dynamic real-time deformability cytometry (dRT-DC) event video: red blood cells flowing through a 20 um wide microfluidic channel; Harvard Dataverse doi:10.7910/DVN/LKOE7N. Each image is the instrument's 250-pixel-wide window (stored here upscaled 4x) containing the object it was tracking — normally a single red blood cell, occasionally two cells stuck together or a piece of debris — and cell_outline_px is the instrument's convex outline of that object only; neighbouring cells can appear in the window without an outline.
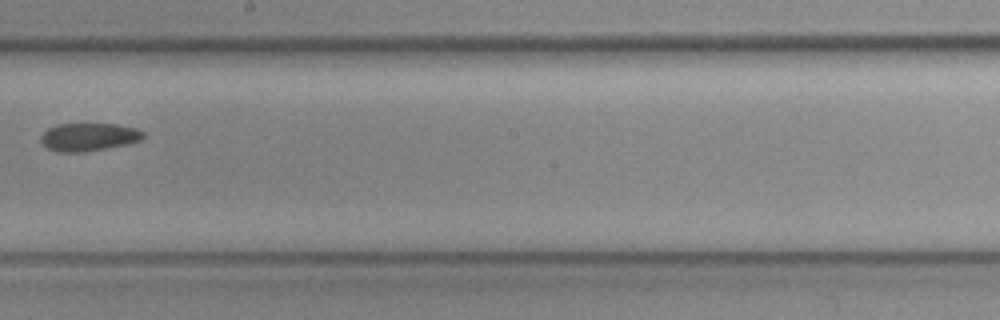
{"species": "common noctule bat (a hibernating species)", "species_latin": "Nyctalus noctula", "temperature_condition": "cold", "stored_images_in_passage": 8, "camera_frame_rate_fps": 3000, "um_per_image_px": 0.085, "animal": {"sex": "female", "body_mass_g": 19.3, "forearm_length_mm": 54.1}, "frame": {"image": 1, "passage_image": 7, "time_ms": 2.0, "image_size_px": [1000, 320], "cell_outline_px": [[144, 136], [140, 140], [128, 144], [84, 152], [56, 152], [48, 148], [40, 140], [40, 136], [48, 128], [56, 124], [116, 124], [136, 128], [144, 132]], "centroid_in_image_um": [7.53, 11.64], "position_along_channel_um": 240.7, "area_um2": 16.7}}
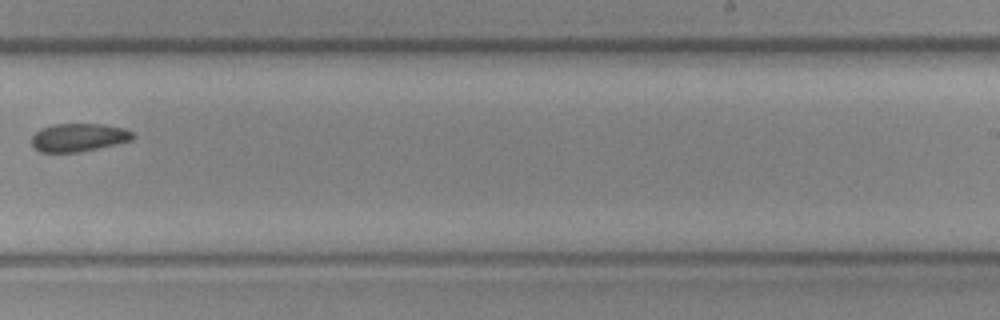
{"frame": {"image": 2, "passage_image": 8, "time_ms": 2.333, "image_size_px": [1000, 320], "cell_outline_px": [[136, 136], [132, 140], [96, 148], [76, 152], [40, 152], [32, 144], [32, 136], [36, 132], [52, 124], [104, 124], [124, 128], [132, 132]], "centroid_in_image_um": [6.7, 11.67], "position_along_channel_um": 282.3, "area_um2": 16.36}}